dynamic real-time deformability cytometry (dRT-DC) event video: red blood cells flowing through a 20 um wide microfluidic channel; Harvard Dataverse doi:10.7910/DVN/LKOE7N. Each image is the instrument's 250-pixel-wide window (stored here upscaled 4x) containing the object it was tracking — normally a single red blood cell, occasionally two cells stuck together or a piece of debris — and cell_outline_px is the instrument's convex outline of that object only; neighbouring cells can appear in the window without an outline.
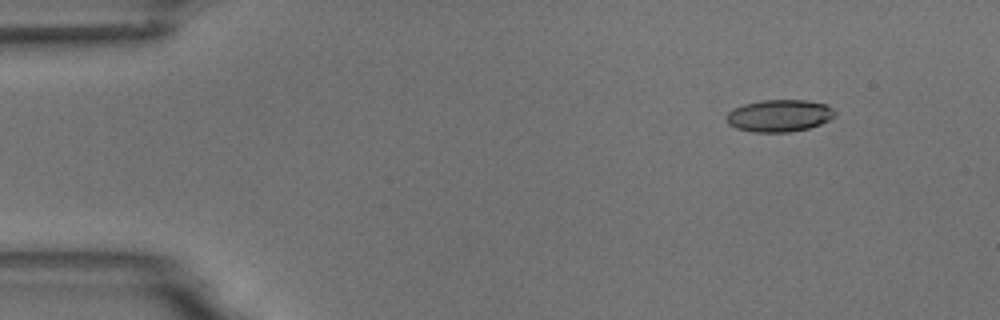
{"species": "common noctule bat (a hibernating species)", "species_latin": "Nyctalus noctula", "temperature_condition": "room temperature", "stored_images_in_passage": 4, "camera_frame_rate_fps": 3000, "um_per_image_px": 0.085, "animal": {"sex": "male", "body_mass_g": 18.8}, "frame": {"image": 1, "passage_image": 1, "time_ms": 0.0, "image_size_px": [1000, 320], "cell_outline_px": [[836, 112], [828, 120], [820, 124], [808, 128], [788, 132], [752, 132], [736, 128], [728, 124], [728, 112], [732, 108], [744, 104], [760, 100], [804, 100], [824, 104], [832, 108]], "centroid_in_image_um": [66.21, 9.83], "position_along_channel_um": 18.8, "area_um2": 20.11}}
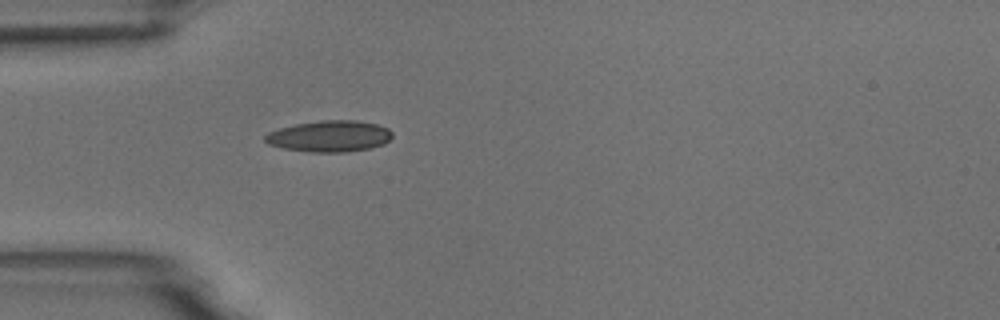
{"frame": {"image": 2, "passage_image": 4, "time_ms": 3.333, "image_size_px": [1000, 320], "cell_outline_px": [[392, 136], [384, 144], [372, 148], [348, 152], [308, 152], [284, 148], [268, 144], [264, 140], [264, 136], [268, 132], [280, 128], [296, 124], [320, 120], [356, 120], [376, 124], [388, 128], [392, 132]], "centroid_in_image_um": [28.01, 11.58], "position_along_channel_um": 57.0, "area_um2": 23.29}}